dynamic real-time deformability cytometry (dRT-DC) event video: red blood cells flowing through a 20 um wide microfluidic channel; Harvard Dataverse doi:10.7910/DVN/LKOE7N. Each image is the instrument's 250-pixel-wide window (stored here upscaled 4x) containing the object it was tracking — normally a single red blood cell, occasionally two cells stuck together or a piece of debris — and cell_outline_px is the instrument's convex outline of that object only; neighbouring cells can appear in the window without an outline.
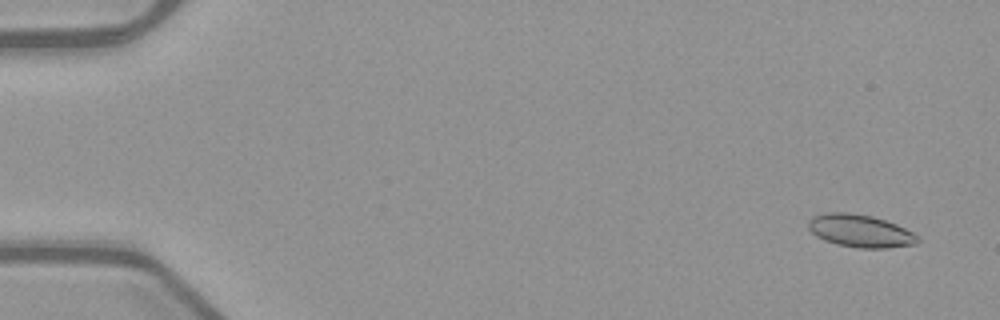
{"species": "common noctule bat (a hibernating species)", "species_latin": "Nyctalus noctula", "temperature_condition": "warm", "stored_images_in_passage": 53, "camera_frame_rate_fps": 3000, "um_per_image_px": 0.085, "animal": {"sex": "female", "body_mass_g": 21.9}, "frame": {"image": 1, "passage_image": 3, "time_ms": 0.667, "image_size_px": [1000, 320], "cell_outline_px": [[920, 240], [916, 244], [888, 248], [860, 248], [836, 244], [824, 240], [816, 236], [808, 228], [808, 220], [812, 216], [828, 212], [848, 212], [872, 216], [896, 224], [920, 236]], "centroid_in_image_um": [73.12, 19.63], "position_along_channel_um": 11.9, "area_um2": 20.92}}
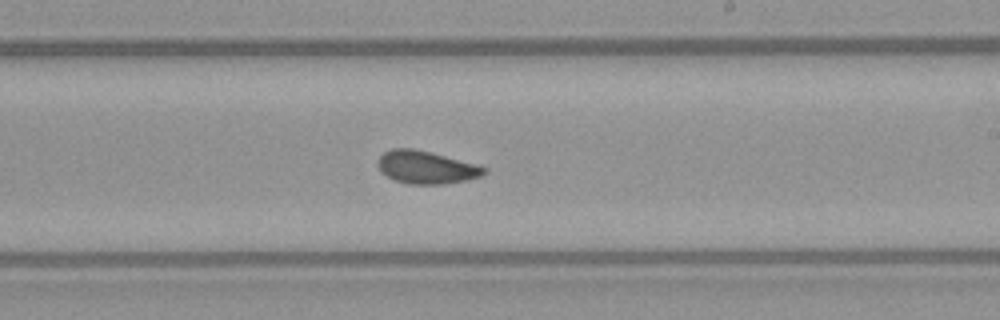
{"frame": {"image": 2, "passage_image": 32, "time_ms": 10.333, "image_size_px": [1000, 320], "cell_outline_px": [[488, 172], [480, 176], [468, 180], [444, 184], [408, 184], [396, 180], [388, 176], [376, 164], [376, 160], [384, 152], [392, 148], [412, 148], [476, 164], [488, 168]], "centroid_in_image_um": [36.24, 14.22], "position_along_channel_um": 252.8, "area_um2": 20.11}}
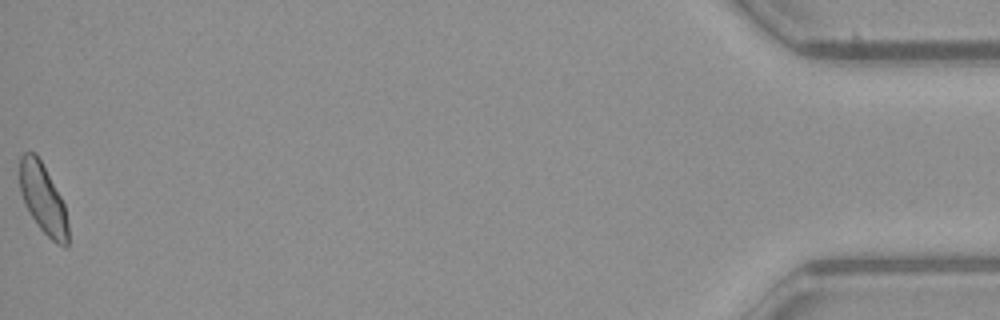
{"frame": {"image": 3, "passage_image": 53, "time_ms": 17.333, "image_size_px": [1000, 320], "cell_outline_px": [[68, 248], [64, 248], [56, 244], [40, 228], [32, 216], [20, 192], [20, 156], [24, 152], [36, 152], [60, 196], [64, 204], [68, 224]], "centroid_in_image_um": [3.67, 16.92], "position_along_channel_um": 431.5, "area_um2": 19.42}, "authors_computed_cell_mechanics": {"area_um2": 20.0566, "velocity_mm_per_s": 3.9719, "shape_relaxation_time_tau1_ms": 9.4525, "shape_relaxation_time_tau2_ms": 2.2511, "deformation_change_tau1": 0.1599, "deformation_change_tau2": 0.0791}}